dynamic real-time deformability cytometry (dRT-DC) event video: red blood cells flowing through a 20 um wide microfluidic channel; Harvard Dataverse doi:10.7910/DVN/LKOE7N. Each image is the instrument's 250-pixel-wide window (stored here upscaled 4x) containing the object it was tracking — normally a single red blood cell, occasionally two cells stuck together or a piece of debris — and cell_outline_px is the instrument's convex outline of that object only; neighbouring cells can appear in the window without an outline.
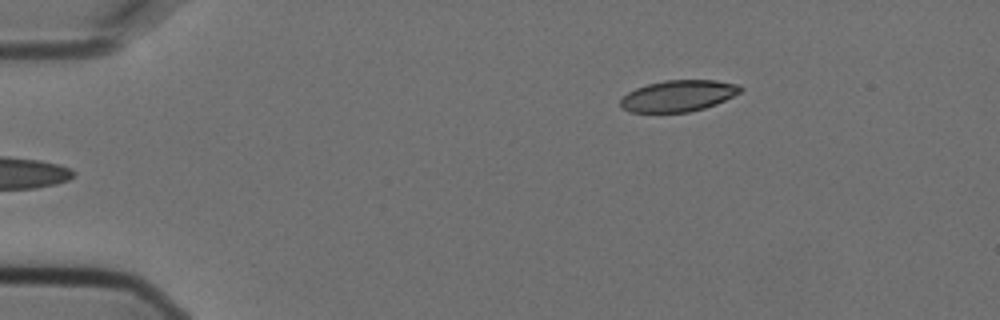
{"species": "Egyptian fruit bat (a non-hibernating species)", "species_latin": "Rousettus aegyptiacus", "temperature_condition": "cold", "stored_images_in_passage": 4, "camera_frame_rate_fps": 3000, "um_per_image_px": 0.085, "animal": {"sex": "female"}, "frame": {"image": 1, "passage_image": 4, "time_ms": 1.0, "image_size_px": [1000, 320], "cell_outline_px": [[744, 88], [740, 92], [716, 104], [704, 108], [688, 112], [628, 112], [620, 104], [620, 100], [628, 92], [636, 88], [648, 84], [664, 80], [716, 80], [736, 84]], "centroid_in_image_um": [57.65, 8.14], "position_along_channel_um": 27.4, "area_um2": 21.73}}